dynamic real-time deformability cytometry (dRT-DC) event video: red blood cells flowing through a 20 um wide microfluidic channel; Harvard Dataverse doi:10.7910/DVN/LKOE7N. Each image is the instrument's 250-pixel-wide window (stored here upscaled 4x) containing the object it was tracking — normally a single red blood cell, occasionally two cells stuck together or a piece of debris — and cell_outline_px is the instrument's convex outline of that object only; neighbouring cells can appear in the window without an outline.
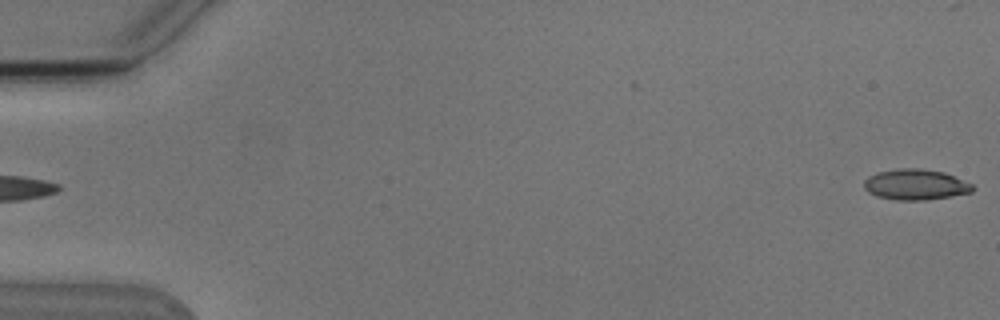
{"species": "Egyptian fruit bat (a non-hibernating species)", "species_latin": "Rousettus aegyptiacus", "temperature_condition": "cold", "stored_images_in_passage": 5, "segment_of_instrument_passage": [2, 2], "camera_frame_rate_fps": 3000, "um_per_image_px": 0.085, "animal": {"sex": "male"}, "frame": {"image": 1, "passage_image": 5, "time_ms": 4.667, "image_size_px": [1000, 320], "cell_outline_px": [[976, 188], [972, 192], [924, 200], [896, 200], [876, 196], [868, 192], [864, 188], [864, 180], [868, 176], [876, 172], [900, 168], [920, 168], [944, 172], [972, 184]], "centroid_in_image_um": [77.79, 15.68], "position_along_channel_um": 7.2, "area_um2": 19.42}}